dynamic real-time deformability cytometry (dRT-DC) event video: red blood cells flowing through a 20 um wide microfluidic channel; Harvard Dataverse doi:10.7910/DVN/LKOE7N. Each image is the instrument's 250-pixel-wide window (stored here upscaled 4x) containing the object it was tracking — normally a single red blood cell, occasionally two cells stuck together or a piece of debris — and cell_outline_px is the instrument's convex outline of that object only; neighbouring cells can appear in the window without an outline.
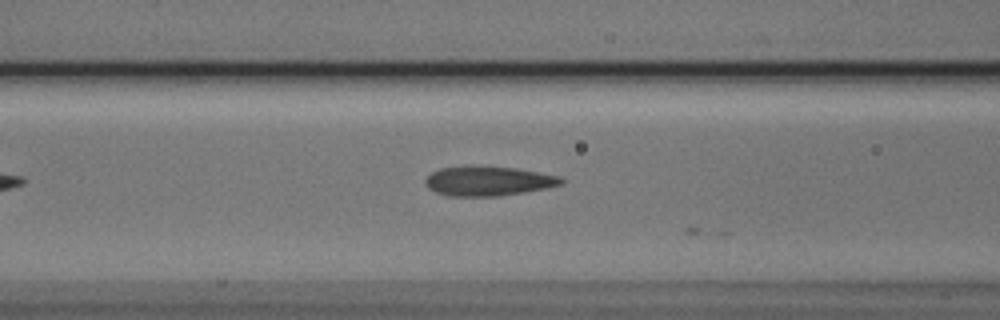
{"species": "Egyptian fruit bat (a non-hibernating species)", "species_latin": "Rousettus aegyptiacus", "temperature_condition": "cold", "stored_images_in_passage": 12, "camera_frame_rate_fps": 3000, "um_per_image_px": 0.085, "animal": {"sex": "male"}, "frame": {"image": 1, "passage_image": 7, "time_ms": 2.0, "image_size_px": [1000, 320], "cell_outline_px": [[564, 184], [548, 188], [524, 192], [496, 196], [448, 196], [436, 192], [428, 188], [424, 184], [424, 180], [432, 172], [440, 168], [516, 168], [560, 176], [564, 180]], "centroid_in_image_um": [41.53, 15.42], "position_along_channel_um": 125.1, "area_um2": 22.77}}
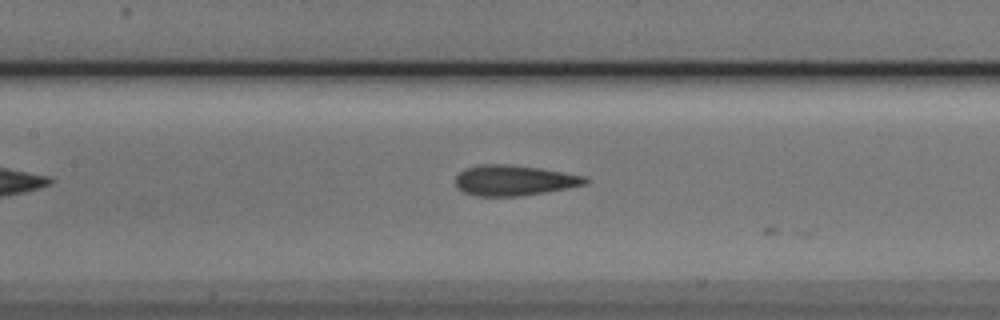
{"frame": {"image": 2, "passage_image": 10, "time_ms": 3.0, "image_size_px": [1000, 320], "cell_outline_px": [[588, 184], [568, 188], [524, 196], [476, 196], [464, 192], [456, 188], [456, 176], [464, 168], [480, 164], [504, 164], [540, 168], [588, 176]], "centroid_in_image_um": [43.71, 15.33], "position_along_channel_um": 163.7, "area_um2": 23.29}}